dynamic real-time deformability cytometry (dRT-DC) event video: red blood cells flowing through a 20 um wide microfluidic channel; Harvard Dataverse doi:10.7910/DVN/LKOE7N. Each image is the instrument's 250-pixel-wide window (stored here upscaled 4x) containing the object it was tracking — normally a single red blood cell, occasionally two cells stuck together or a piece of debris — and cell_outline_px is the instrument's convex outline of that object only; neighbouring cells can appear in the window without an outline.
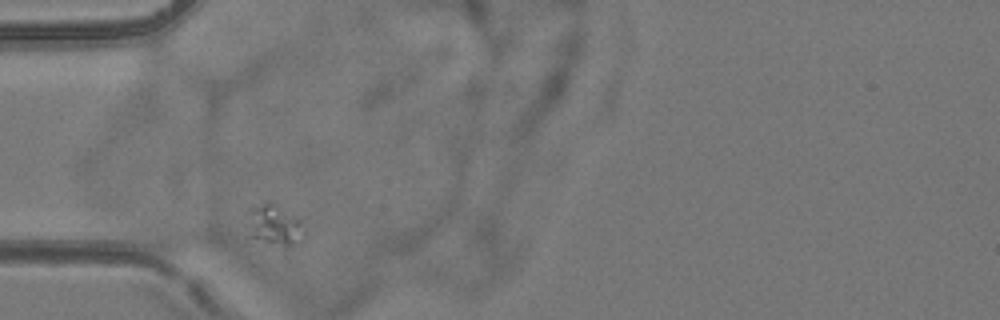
{"species": "common noctule bat (a hibernating species)", "species_latin": "Nyctalus noctula", "temperature_condition": "room temperature", "stored_images_in_passage": 2, "camera_frame_rate_fps": 3000, "um_per_image_px": 0.085, "animal": {"sex": "female", "body_mass_g": 24.6, "forearm_length_mm": 56.2}, "frame": {"image": 1, "passage_image": 1, "time_ms": 0.0, "image_size_px": [1000, 320], "cell_outline_px": [[304, 236], [292, 244], [284, 244], [264, 240], [248, 236], [244, 224], [244, 212], [260, 204], [272, 204], [296, 216], [300, 220], [304, 232]], "centroid_in_image_um": [23.2, 19.09], "position_along_channel_um": 61.8, "area_um2": 13.06}}
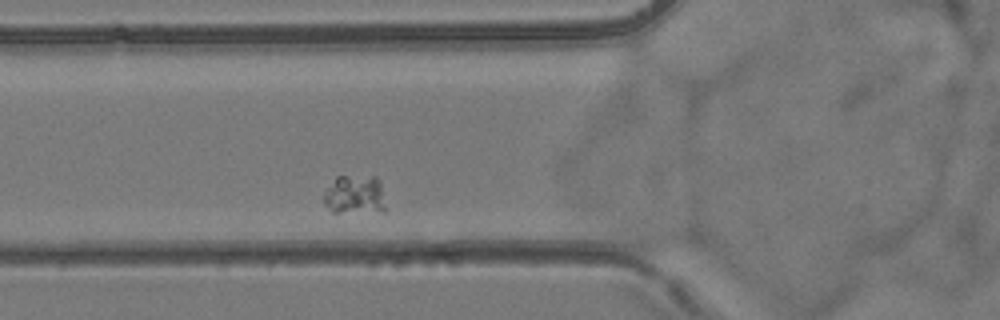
{"frame": {"image": 2, "passage_image": 2, "time_ms": 1.0, "image_size_px": [1000, 320], "cell_outline_px": [[384, 212], [332, 212], [324, 204], [324, 192], [336, 176], [376, 176], [380, 184], [384, 208]], "centroid_in_image_um": [30.12, 16.56], "position_along_channel_um": 95.7, "area_um2": 13.99}}